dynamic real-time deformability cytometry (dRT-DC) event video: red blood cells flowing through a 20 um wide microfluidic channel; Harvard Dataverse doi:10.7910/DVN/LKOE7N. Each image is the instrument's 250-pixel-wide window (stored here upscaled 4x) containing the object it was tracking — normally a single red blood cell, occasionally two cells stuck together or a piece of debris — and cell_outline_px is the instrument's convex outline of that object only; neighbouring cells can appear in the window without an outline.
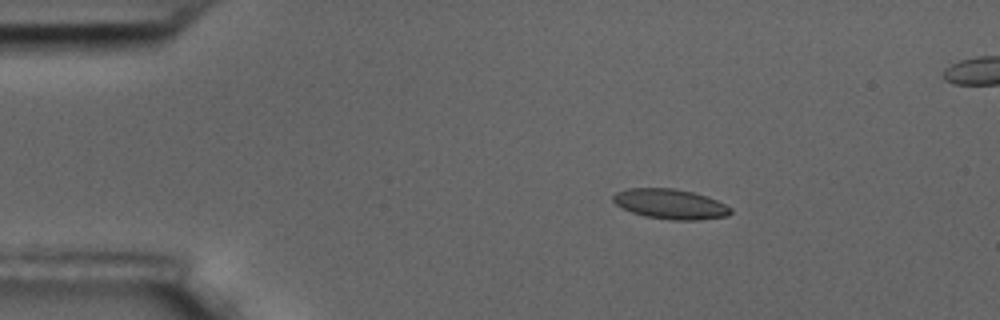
{"species": "common noctule bat (a hibernating species)", "species_latin": "Nyctalus noctula", "temperature_condition": "room temperature", "stored_images_in_passage": 5, "segment_of_instrument_passage": [1, 2], "camera_frame_rate_fps": 3000, "um_per_image_px": 0.085, "animal": {"sex": "male", "body_mass_g": 17.5, "forearm_length_mm": 52.3}, "frame": {"image": 1, "passage_image": 2, "time_ms": 0.333, "image_size_px": [1000, 320], "cell_outline_px": [[732, 212], [728, 216], [700, 220], [668, 220], [644, 216], [632, 212], [616, 204], [612, 200], [612, 196], [616, 192], [628, 188], [672, 188], [692, 192], [708, 196], [732, 208]], "centroid_in_image_um": [56.99, 17.35], "position_along_channel_um": 28.0, "area_um2": 20.63}}